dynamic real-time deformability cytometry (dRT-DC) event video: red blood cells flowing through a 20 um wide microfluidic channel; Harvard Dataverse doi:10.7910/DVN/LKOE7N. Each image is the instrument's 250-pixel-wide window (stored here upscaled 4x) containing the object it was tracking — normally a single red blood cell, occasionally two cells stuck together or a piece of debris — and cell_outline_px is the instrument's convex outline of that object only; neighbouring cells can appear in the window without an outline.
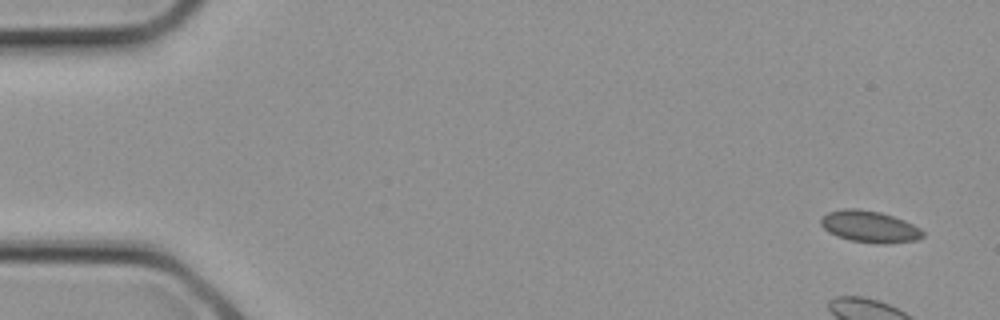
{"species": "common noctule bat (a hibernating species)", "species_latin": "Nyctalus noctula", "temperature_condition": "cold", "stored_images_in_passage": 3, "segment_of_instrument_passage": [2, 2], "camera_frame_rate_fps": 3000, "um_per_image_px": 0.085, "animal": {"sex": "female", "body_mass_g": 21.9}, "frame": {"image": 1, "passage_image": 3, "time_ms": 0.667, "image_size_px": [1000, 320], "cell_outline_px": [[924, 236], [916, 240], [888, 244], [876, 244], [848, 240], [836, 236], [828, 232], [820, 224], [820, 216], [828, 212], [844, 208], [856, 208], [880, 212], [904, 220], [920, 228], [924, 232]], "centroid_in_image_um": [73.88, 19.27], "position_along_channel_um": 11.1, "area_um2": 19.07}}